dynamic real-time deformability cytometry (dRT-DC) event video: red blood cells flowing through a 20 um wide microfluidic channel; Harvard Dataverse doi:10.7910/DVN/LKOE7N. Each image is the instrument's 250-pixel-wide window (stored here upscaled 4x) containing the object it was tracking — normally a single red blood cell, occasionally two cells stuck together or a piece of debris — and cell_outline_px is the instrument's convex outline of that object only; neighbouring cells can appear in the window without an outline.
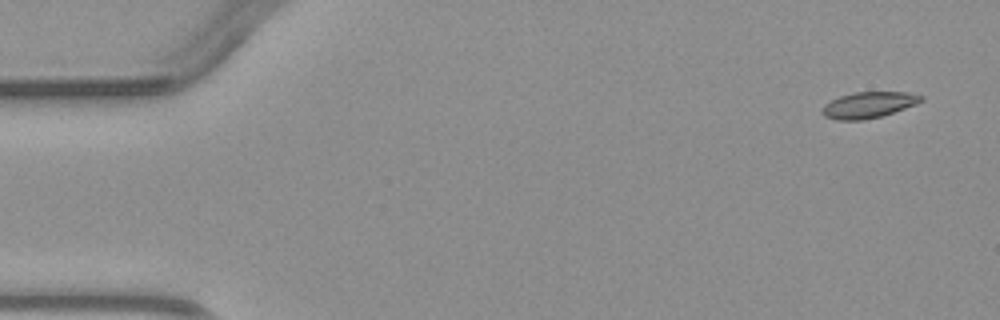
{"species": "common noctule bat (a hibernating species)", "species_latin": "Nyctalus noctula", "temperature_condition": "warm", "stored_images_in_passage": 3, "camera_frame_rate_fps": 3000, "um_per_image_px": 0.085, "animal": {"sex": "male", "body_mass_g": 23.1, "forearm_length_mm": 52.7}, "frame": {"image": 1, "passage_image": 1, "time_ms": 0.0, "image_size_px": [1000, 320], "cell_outline_px": [[924, 100], [916, 104], [880, 116], [864, 120], [836, 120], [824, 116], [820, 112], [824, 104], [840, 96], [852, 92], [908, 92], [924, 96]], "centroid_in_image_um": [73.8, 8.91], "position_along_channel_um": 11.2, "area_um2": 15.03}}